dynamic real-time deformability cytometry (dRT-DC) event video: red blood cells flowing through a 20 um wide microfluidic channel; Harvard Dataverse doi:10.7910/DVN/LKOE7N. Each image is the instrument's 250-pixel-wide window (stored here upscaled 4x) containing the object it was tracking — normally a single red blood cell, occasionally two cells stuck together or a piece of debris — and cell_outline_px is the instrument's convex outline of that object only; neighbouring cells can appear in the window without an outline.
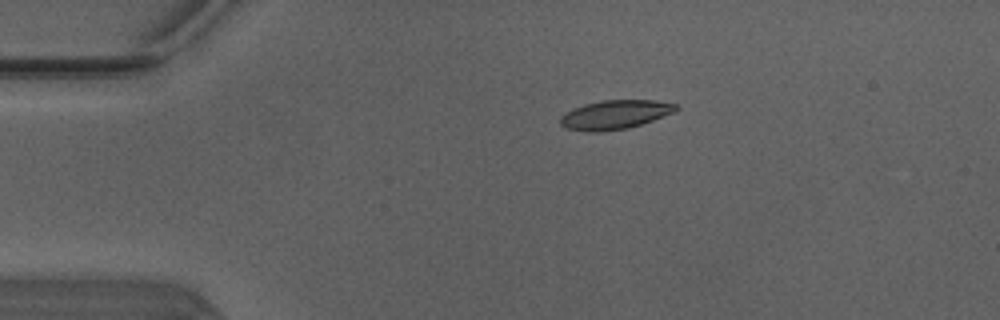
{"species": "Egyptian fruit bat (a non-hibernating species)", "species_latin": "Rousettus aegyptiacus", "temperature_condition": "warm", "stored_images_in_passage": 41, "camera_frame_rate_fps": 3000, "um_per_image_px": 0.085, "animal": {"sex": "male"}, "frame": {"image": 1, "passage_image": 1, "time_ms": 0.0, "image_size_px": [1000, 320], "cell_outline_px": [[680, 108], [672, 112], [652, 120], [628, 128], [596, 132], [588, 132], [568, 128], [560, 124], [560, 116], [564, 112], [572, 108], [584, 104], [604, 100], [656, 100], [676, 104]], "centroid_in_image_um": [52.23, 9.73], "position_along_channel_um": 32.8, "area_um2": 19.42}}
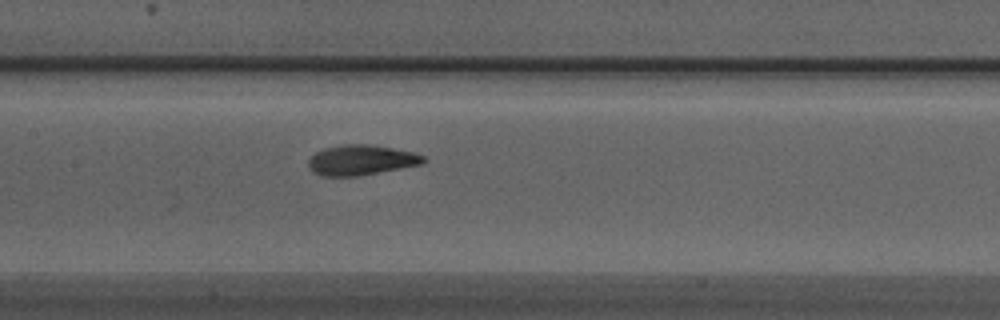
{"frame": {"image": 2, "passage_image": 15, "time_ms": 4.667, "image_size_px": [1000, 320], "cell_outline_px": [[428, 160], [424, 164], [356, 176], [320, 176], [312, 172], [308, 168], [308, 160], [316, 152], [324, 148], [344, 144], [364, 144], [392, 148], [412, 152], [424, 156]], "centroid_in_image_um": [30.68, 13.61], "position_along_channel_um": 176.7, "area_um2": 20.23}}
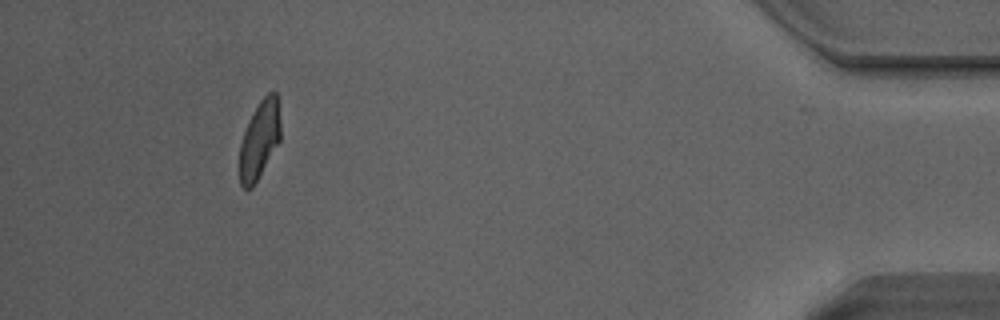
{"frame": {"image": 3, "passage_image": 37, "time_ms": 12.0, "image_size_px": [1000, 320], "cell_outline_px": [[280, 140], [252, 188], [244, 188], [240, 184], [240, 144], [248, 120], [260, 100], [268, 92], [276, 92], [280, 124]], "centroid_in_image_um": [22.05, 11.86], "position_along_channel_um": 413.2, "area_um2": 18.26}, "authors_computed_cell_mechanics": {"area_um2": 19.7098, "velocity_mm_per_s": 4.1263, "shape_relaxation_time_tau1_ms": 5.1304, "shape_relaxation_time_tau2_ms": 1.3842, "deformation_change_tau1": 0.1753, "deformation_change_tau2": 0.0795}}